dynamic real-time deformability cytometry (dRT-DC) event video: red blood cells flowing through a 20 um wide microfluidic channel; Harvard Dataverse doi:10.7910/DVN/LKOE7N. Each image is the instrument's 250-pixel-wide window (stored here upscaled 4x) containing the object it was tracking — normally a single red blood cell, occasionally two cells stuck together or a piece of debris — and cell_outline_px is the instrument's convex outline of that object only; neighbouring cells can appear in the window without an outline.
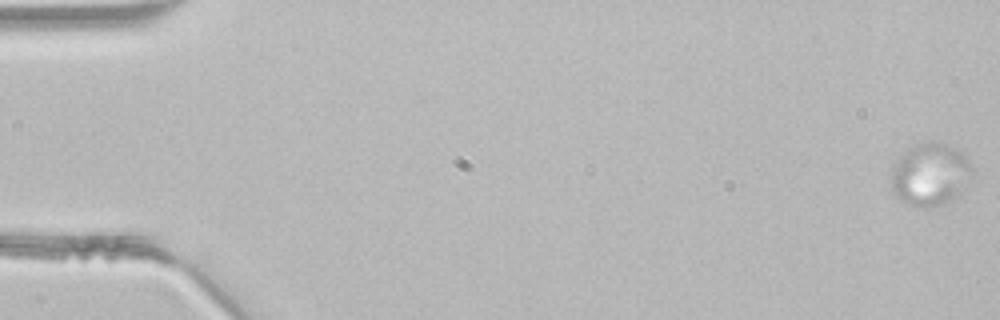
{"species": "common noctule bat (a hibernating species)", "species_latin": "Nyctalus noctula", "temperature_condition": "room temperature", "stored_images_in_passage": 48, "camera_frame_rate_fps": 3000, "um_per_image_px": 0.085, "animal": {"sex": "male", "body_mass_g": 21.5, "forearm_length_mm": 52.0}, "frame": {"image": 1, "passage_image": 1, "time_ms": 0.0, "image_size_px": [1000, 320], "cell_outline_px": [[972, 168], [960, 192], [956, 196], [944, 204], [928, 208], [920, 208], [908, 204], [896, 196], [892, 192], [892, 168], [896, 160], [908, 148], [916, 144], [928, 140], [932, 140], [948, 144], [956, 148], [968, 160]], "centroid_in_image_um": [79.02, 14.81], "position_along_channel_um": 6.0, "area_um2": 29.36}}
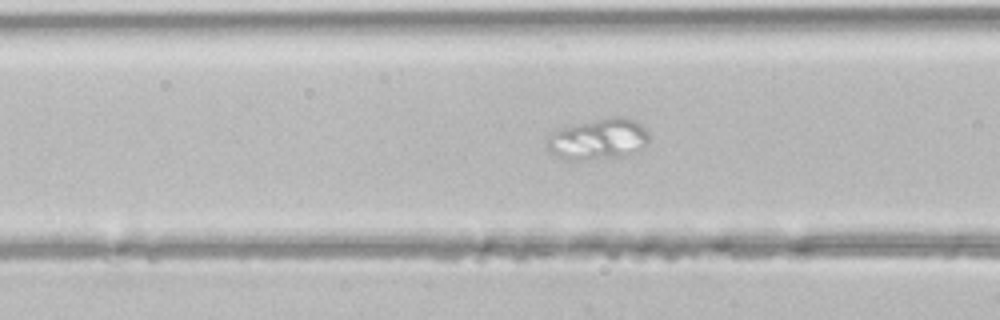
{"frame": {"image": 2, "passage_image": 19, "time_ms": 6.0, "image_size_px": [1000, 320], "cell_outline_px": [[648, 140], [644, 144], [628, 156], [588, 160], [564, 160], [548, 152], [548, 136], [552, 132], [576, 124], [612, 116], [628, 116], [636, 120], [648, 132]], "centroid_in_image_um": [50.85, 11.83], "position_along_channel_um": 115.7, "area_um2": 24.45}}
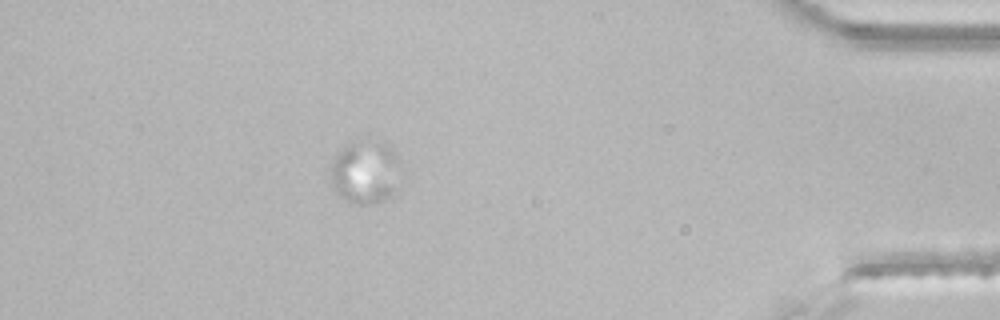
{"frame": {"image": 3, "passage_image": 42, "time_ms": 13.667, "image_size_px": [1000, 320], "cell_outline_px": [[400, 192], [376, 204], [356, 204], [344, 200], [336, 196], [328, 180], [328, 168], [332, 160], [348, 144], [356, 144], [360, 148]], "centroid_in_image_um": [30.48, 15.13], "position_along_channel_um": 404.7, "area_um2": 19.65}}